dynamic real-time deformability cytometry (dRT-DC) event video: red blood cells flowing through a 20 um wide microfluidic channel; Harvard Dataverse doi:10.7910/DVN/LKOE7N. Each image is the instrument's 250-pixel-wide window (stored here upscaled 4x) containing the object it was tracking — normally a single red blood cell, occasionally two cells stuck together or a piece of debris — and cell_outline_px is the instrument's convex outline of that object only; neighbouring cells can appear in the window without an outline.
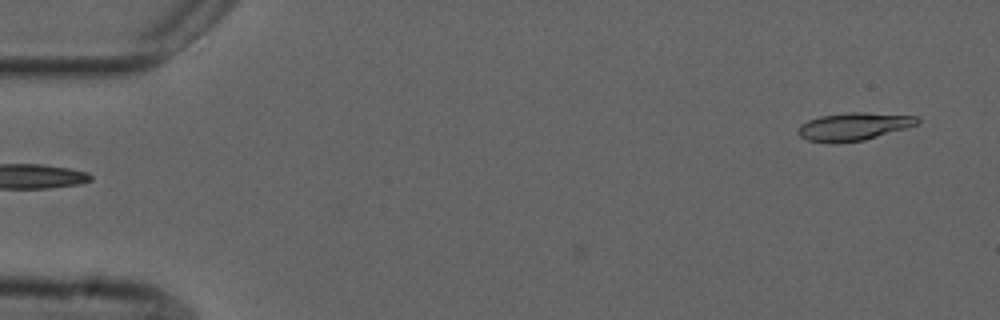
{"species": "common noctule bat (a hibernating species)", "species_latin": "Nyctalus noctula", "temperature_condition": "cold", "stored_images_in_passage": 2, "camera_frame_rate_fps": 3000, "um_per_image_px": 0.085, "animal": {"sex": "male", "forearm_length_mm": 52.5}, "frame": {"image": 1, "passage_image": 2, "time_ms": 0.333, "image_size_px": [1000, 320], "cell_outline_px": [[920, 124], [864, 140], [832, 144], [808, 140], [800, 136], [796, 132], [800, 124], [808, 120], [820, 116], [848, 112], [864, 112], [920, 116]], "centroid_in_image_um": [72.57, 10.75], "position_along_channel_um": 12.4, "area_um2": 19.59}}